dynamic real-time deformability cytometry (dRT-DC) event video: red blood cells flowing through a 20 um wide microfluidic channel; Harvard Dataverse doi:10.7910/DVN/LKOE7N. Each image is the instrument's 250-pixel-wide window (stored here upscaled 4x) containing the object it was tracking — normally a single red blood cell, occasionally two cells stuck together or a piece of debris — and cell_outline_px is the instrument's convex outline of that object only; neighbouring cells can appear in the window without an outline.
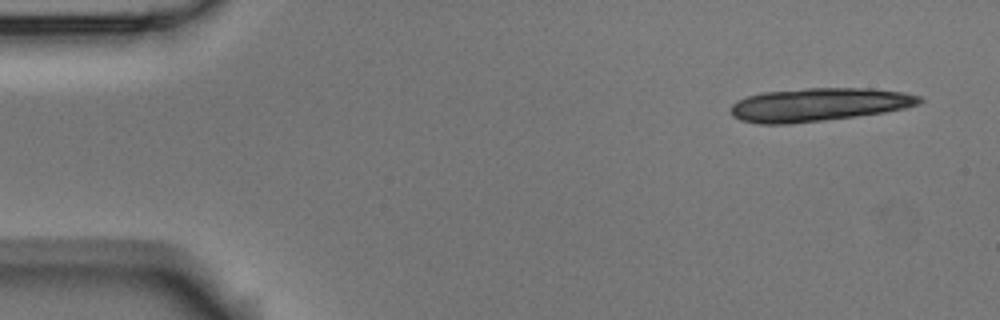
{"species": "Egyptian fruit bat (a non-hibernating species)", "species_latin": "Rousettus aegyptiacus", "temperature_condition": "room temperature", "stored_images_in_passage": 4, "camera_frame_rate_fps": 3000, "um_per_image_px": 0.085, "animal": {"sex": "male"}, "frame": {"image": 1, "passage_image": 1, "time_ms": 0.0, "image_size_px": [1000, 320], "cell_outline_px": [[924, 100], [916, 104], [904, 108], [884, 112], [856, 116], [824, 120], [788, 124], [760, 124], [740, 120], [732, 116], [732, 104], [736, 100], [748, 96], [764, 92], [804, 88], [868, 88], [904, 92], [920, 96]], "centroid_in_image_um": [69.57, 8.89], "position_along_channel_um": 15.4, "area_um2": 36.47}}